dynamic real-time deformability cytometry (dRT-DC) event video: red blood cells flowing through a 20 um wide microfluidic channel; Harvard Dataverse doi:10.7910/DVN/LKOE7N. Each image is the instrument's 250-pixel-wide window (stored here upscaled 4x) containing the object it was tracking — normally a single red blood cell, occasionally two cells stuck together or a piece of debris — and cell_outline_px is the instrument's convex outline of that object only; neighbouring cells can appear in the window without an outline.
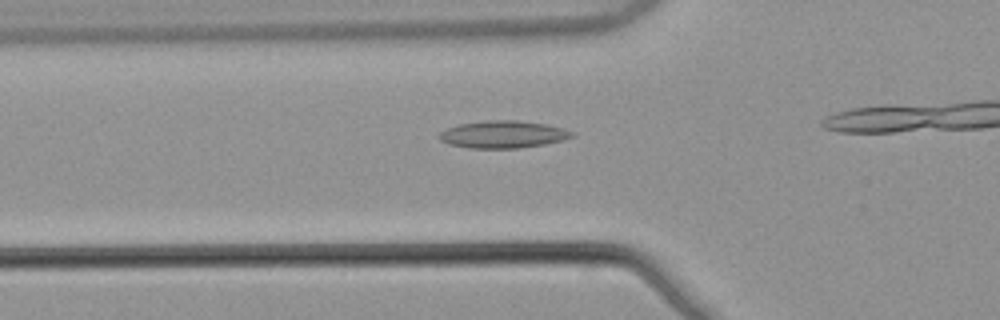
{"species": "common noctule bat (a hibernating species)", "species_latin": "Nyctalus noctula", "temperature_condition": "warm", "stored_images_in_passage": 5, "camera_frame_rate_fps": 3000, "um_per_image_px": 0.085, "animal": {"sex": "male", "body_mass_g": 21.5, "forearm_length_mm": 52.0}, "frame": {"image": 1, "passage_image": 5, "time_ms": 1.333, "image_size_px": [1000, 320], "cell_outline_px": [[576, 136], [564, 140], [544, 144], [520, 148], [468, 148], [448, 144], [440, 140], [440, 132], [444, 128], [456, 124], [488, 120], [516, 120], [548, 124], [564, 128], [576, 132]], "centroid_in_image_um": [42.79, 11.41], "position_along_channel_um": 83.0, "area_um2": 21.5}}